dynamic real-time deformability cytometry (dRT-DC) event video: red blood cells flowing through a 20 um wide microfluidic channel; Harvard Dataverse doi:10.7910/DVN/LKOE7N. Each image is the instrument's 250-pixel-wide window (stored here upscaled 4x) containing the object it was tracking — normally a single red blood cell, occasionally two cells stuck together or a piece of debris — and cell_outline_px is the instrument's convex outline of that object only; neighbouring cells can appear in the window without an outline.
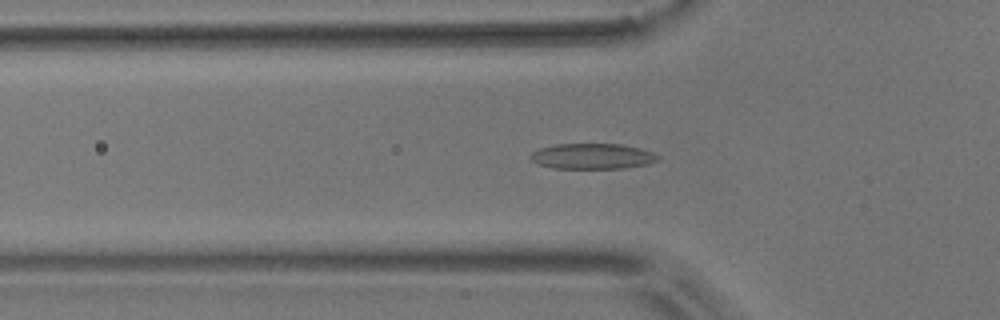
{"species": "common noctule bat (a hibernating species)", "species_latin": "Nyctalus noctula", "temperature_condition": "room temperature", "stored_images_in_passage": 54, "camera_frame_rate_fps": 3000, "um_per_image_px": 0.085, "animal": {"sex": "male", "body_mass_g": 17.9}, "frame": {"image": 1, "passage_image": 17, "time_ms": 5.333, "image_size_px": [1000, 320], "cell_outline_px": [[660, 160], [648, 164], [624, 168], [552, 168], [536, 164], [528, 156], [532, 152], [540, 148], [556, 144], [620, 144], [640, 148], [656, 152], [660, 156]], "centroid_in_image_um": [50.38, 13.28], "position_along_channel_um": 75.4, "area_um2": 19.19}}
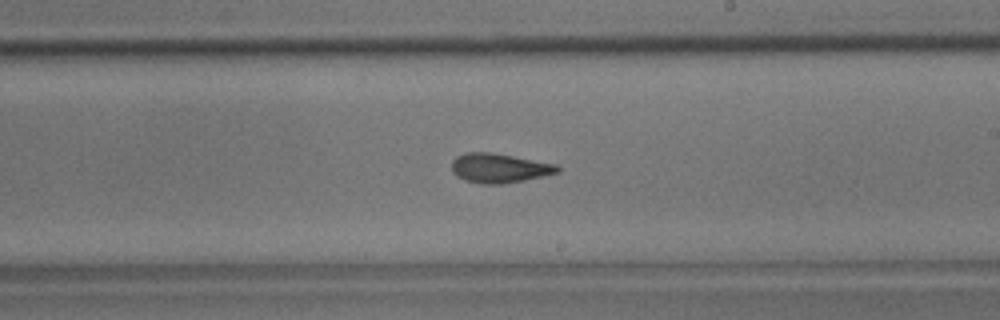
{"frame": {"image": 2, "passage_image": 31, "time_ms": 10.0, "image_size_px": [1000, 320], "cell_outline_px": [[560, 172], [544, 176], [504, 184], [480, 184], [464, 180], [456, 176], [452, 172], [452, 160], [456, 156], [464, 152], [492, 152], [556, 164], [560, 168]], "centroid_in_image_um": [42.41, 14.29], "position_along_channel_um": 246.6, "area_um2": 18.32}}
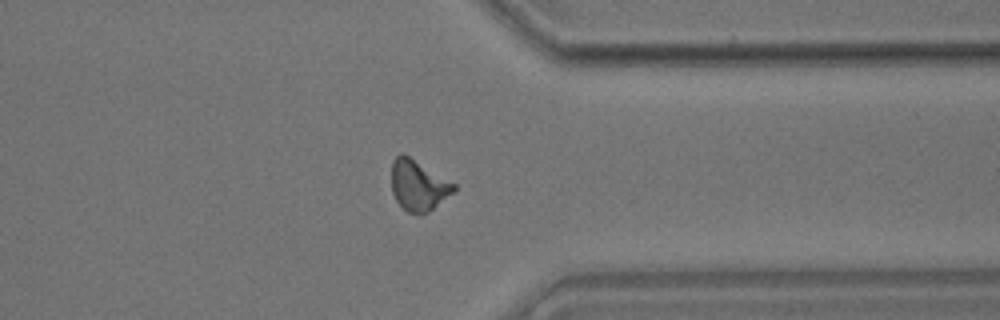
{"frame": {"image": 3, "passage_image": 42, "time_ms": 13.667, "image_size_px": [1000, 320], "cell_outline_px": [[456, 188], [452, 192], [428, 212], [420, 216], [408, 212], [396, 200], [392, 192], [392, 160], [400, 152], [404, 152], [456, 184]], "centroid_in_image_um": [35.53, 15.73], "position_along_channel_um": 375.9, "area_um2": 18.44}, "authors_computed_cell_mechanics": {"area_um2": 18.1781, "velocity_mm_per_s": 3.652, "shape_relaxation_time_tau1_ms": 6.2553, "shape_relaxation_time_tau2_ms": 3.4011, "deformation_change_tau1": 0.1659, "deformation_change_tau2": 0.1178}}